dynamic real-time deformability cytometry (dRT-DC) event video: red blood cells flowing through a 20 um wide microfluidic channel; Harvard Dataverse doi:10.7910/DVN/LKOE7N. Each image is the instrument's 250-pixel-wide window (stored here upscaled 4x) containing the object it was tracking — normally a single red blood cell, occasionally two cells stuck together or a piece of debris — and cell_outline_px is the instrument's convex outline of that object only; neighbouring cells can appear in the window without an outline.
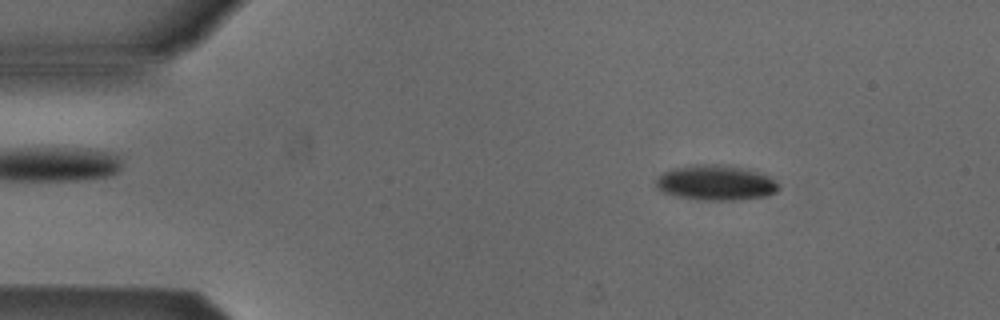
{"species": "Egyptian fruit bat (a non-hibernating species)", "species_latin": "Rousettus aegyptiacus", "temperature_condition": "cold", "stored_images_in_passage": 49, "camera_frame_rate_fps": 3000, "um_per_image_px": 0.085, "animal": {"sex": "male"}, "frame": {"image": 1, "passage_image": 4, "time_ms": 1.0, "image_size_px": [1000, 320], "cell_outline_px": [[780, 188], [776, 192], [764, 196], [732, 200], [704, 200], [676, 196], [664, 192], [656, 188], [656, 176], [672, 168], [692, 164], [728, 164], [748, 168], [760, 172], [776, 180], [780, 184]], "centroid_in_image_um": [60.85, 15.5], "position_along_channel_um": 24.1, "area_um2": 25.55}}
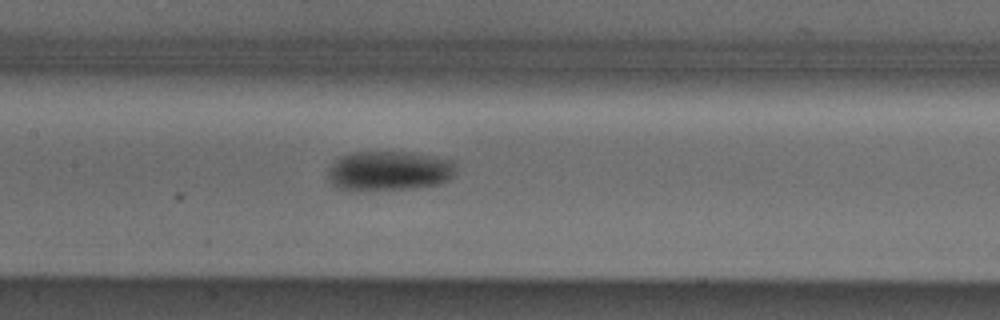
{"frame": {"image": 2, "passage_image": 21, "time_ms": 6.667, "image_size_px": [1000, 320], "cell_outline_px": [[456, 164], [452, 176], [448, 180], [440, 184], [416, 188], [336, 188], [328, 180], [328, 168], [340, 156], [352, 152], [404, 152], [432, 156], [452, 160]], "centroid_in_image_um": [33.08, 14.49], "position_along_channel_um": 174.3, "area_um2": 28.96}}
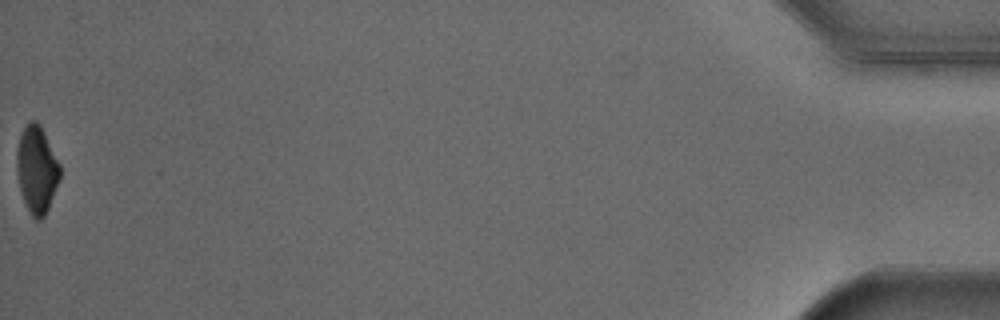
{"frame": {"image": 3, "passage_image": 49, "time_ms": 16.0, "image_size_px": [1000, 320], "cell_outline_px": [[60, 180], [48, 208], [44, 216], [40, 220], [36, 220], [28, 212], [20, 188], [16, 168], [16, 152], [20, 136], [24, 128], [32, 120], [36, 120], [40, 124], [60, 164]], "centroid_in_image_um": [3.13, 14.42], "position_along_channel_um": 432.1, "area_um2": 21.85}, "authors_computed_cell_mechanics": {"area_um2": 25.6054, "velocity_mm_per_s": 3.895, "shape_relaxation_time_tau1_ms": 3.1157, "shape_relaxation_time_tau2_ms": null, "deformation_change_tau1": 0.1133, "deformation_change_tau2": null}}